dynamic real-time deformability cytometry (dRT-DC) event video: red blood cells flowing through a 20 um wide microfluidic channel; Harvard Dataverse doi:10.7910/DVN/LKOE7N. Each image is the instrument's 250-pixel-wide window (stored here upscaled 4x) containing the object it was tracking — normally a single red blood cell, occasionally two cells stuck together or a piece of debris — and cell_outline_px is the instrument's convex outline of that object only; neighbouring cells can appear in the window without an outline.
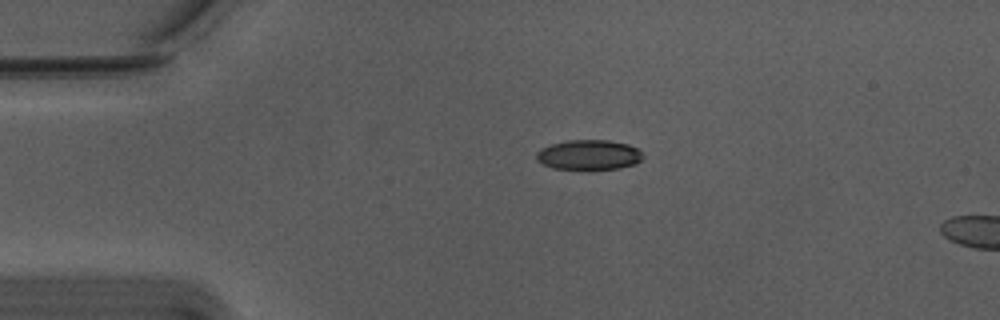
{"species": "Egyptian fruit bat (a non-hibernating species)", "species_latin": "Rousettus aegyptiacus", "temperature_condition": "warm", "stored_images_in_passage": 45, "segment_of_instrument_passage": [1, 2], "camera_frame_rate_fps": 3000, "um_per_image_px": 0.085, "animal": {"sex": "male"}, "frame": {"image": 1, "passage_image": 1, "time_ms": 0.0, "image_size_px": [1000, 320], "cell_outline_px": [[644, 156], [636, 164], [620, 168], [552, 168], [536, 160], [536, 152], [540, 148], [552, 144], [568, 140], [608, 140], [628, 144], [636, 148]], "centroid_in_image_um": [50.04, 13.14], "position_along_channel_um": 35.0, "area_um2": 18.32}}
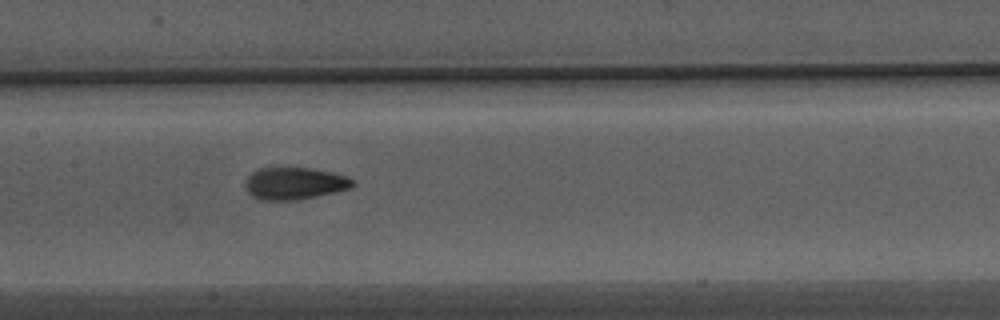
{"frame": {"image": 2, "passage_image": 16, "time_ms": 5.0, "image_size_px": [1000, 320], "cell_outline_px": [[356, 184], [348, 188], [300, 200], [260, 200], [252, 196], [248, 192], [244, 184], [244, 180], [252, 172], [260, 168], [308, 168], [328, 172], [344, 176], [352, 180]], "centroid_in_image_um": [24.95, 15.6], "position_along_channel_um": 182.4, "area_um2": 19.83}}
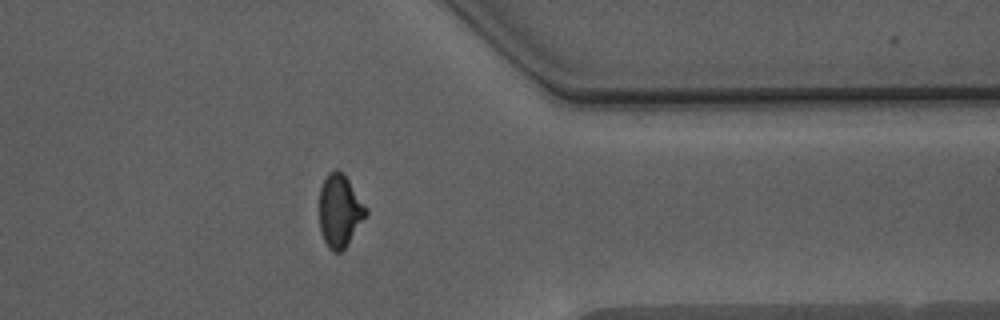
{"frame": {"image": 3, "passage_image": 33, "time_ms": 10.667, "image_size_px": [1000, 320], "cell_outline_px": [[368, 212], [344, 248], [340, 252], [332, 252], [328, 248], [320, 232], [320, 188], [328, 172], [336, 168], [348, 180], [368, 208]], "centroid_in_image_um": [28.86, 17.92], "position_along_channel_um": 382.5, "area_um2": 19.42}}